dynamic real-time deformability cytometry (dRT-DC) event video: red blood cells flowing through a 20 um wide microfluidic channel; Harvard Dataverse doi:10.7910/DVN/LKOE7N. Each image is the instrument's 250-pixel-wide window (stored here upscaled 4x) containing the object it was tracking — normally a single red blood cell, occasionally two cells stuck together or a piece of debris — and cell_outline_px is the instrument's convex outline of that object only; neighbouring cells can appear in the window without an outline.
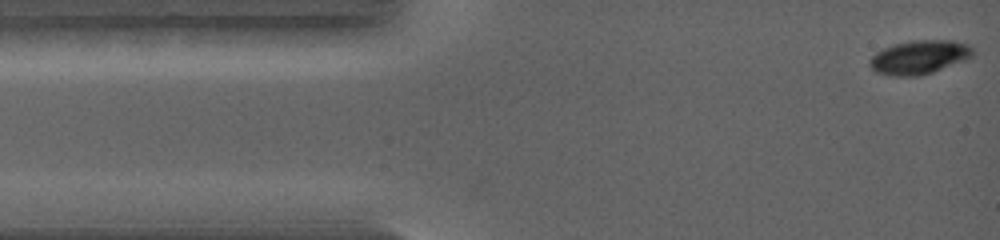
{"species": "common noctule bat (a hibernating species)", "species_latin": "Nyctalus noctula", "temperature_condition": "warm", "stored_images_in_passage": 36, "camera_frame_rate_fps": 5000, "um_per_image_px": 0.085, "animal": {"sex": "female", "body_mass_g": 19.0, "forearm_length_mm": 56.7}, "frame": {"image": 1, "passage_image": 1, "time_ms": 0.0, "image_size_px": [1000, 240], "cell_outline_px": [[972, 56], [964, 60], [932, 72], [920, 76], [888, 76], [876, 72], [868, 64], [868, 60], [876, 52], [892, 44], [912, 40], [952, 40], [968, 44], [972, 48]], "centroid_in_image_um": [78.09, 4.86], "position_along_channel_um": 6.9, "area_um2": 20.35}}
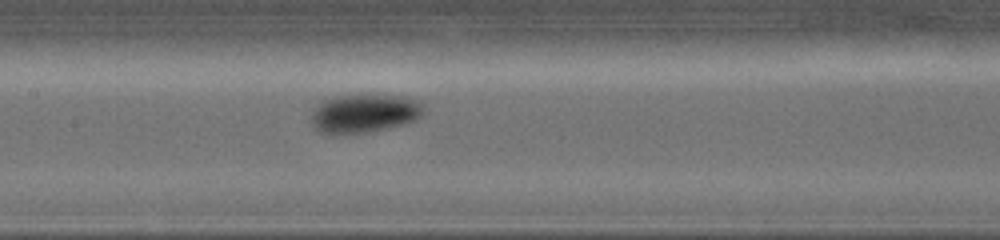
{"frame": {"image": 2, "passage_image": 16, "time_ms": 3.0, "image_size_px": [1000, 240], "cell_outline_px": [[424, 108], [420, 116], [416, 120], [404, 124], [388, 128], [368, 132], [332, 136], [316, 132], [312, 128], [312, 112], [324, 100], [332, 96], [404, 96], [420, 100]], "centroid_in_image_um": [30.93, 9.68], "position_along_channel_um": 176.5, "area_um2": 25.55}}
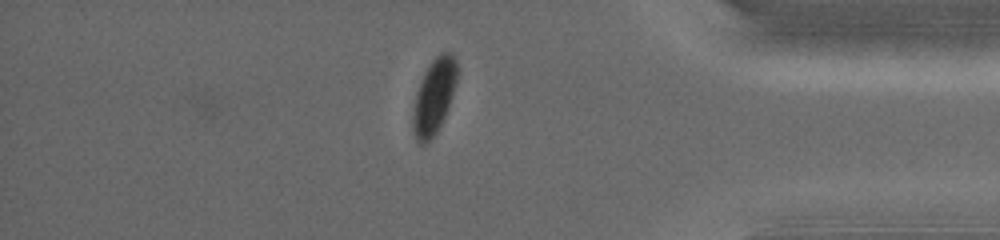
{"frame": {"image": 3, "passage_image": 32, "time_ms": 6.2, "image_size_px": [1000, 240], "cell_outline_px": [[460, 68], [440, 128], [424, 144], [420, 144], [416, 140], [412, 132], [412, 112], [416, 92], [424, 72], [428, 64], [440, 52], [452, 52], [456, 56]], "centroid_in_image_um": [36.88, 8.14], "position_along_channel_um": 398.3, "area_um2": 19.54}}